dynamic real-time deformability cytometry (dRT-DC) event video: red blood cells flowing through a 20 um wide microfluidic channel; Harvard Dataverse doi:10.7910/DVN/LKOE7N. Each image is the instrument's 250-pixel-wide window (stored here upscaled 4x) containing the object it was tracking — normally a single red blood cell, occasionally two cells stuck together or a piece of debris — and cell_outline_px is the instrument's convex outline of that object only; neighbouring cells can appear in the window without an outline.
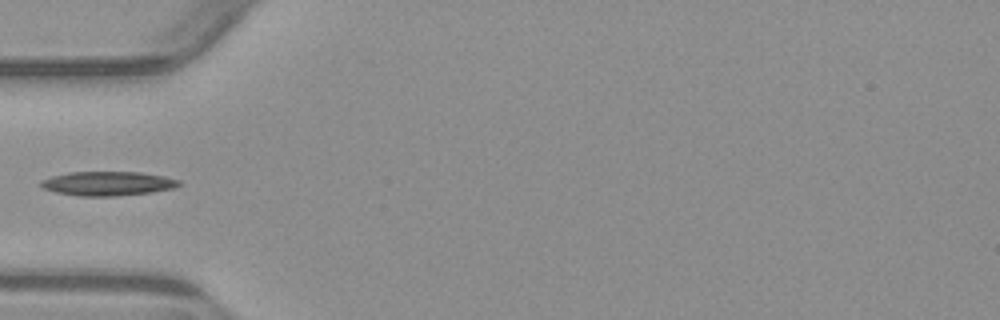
{"species": "common noctule bat (a hibernating species)", "species_latin": "Nyctalus noctula", "temperature_condition": "warm", "stored_images_in_passage": 4, "camera_frame_rate_fps": 3000, "um_per_image_px": 0.085, "animal": {"sex": "male", "body_mass_g": 23.1, "forearm_length_mm": 52.7}, "frame": {"image": 1, "passage_image": 4, "time_ms": 4.333, "image_size_px": [1000, 320], "cell_outline_px": [[184, 184], [176, 188], [152, 192], [112, 196], [76, 196], [56, 192], [44, 188], [40, 184], [40, 180], [52, 176], [68, 172], [140, 172], [164, 176], [180, 180]], "centroid_in_image_um": [9.2, 15.6], "position_along_channel_um": 75.8, "area_um2": 19.59}}